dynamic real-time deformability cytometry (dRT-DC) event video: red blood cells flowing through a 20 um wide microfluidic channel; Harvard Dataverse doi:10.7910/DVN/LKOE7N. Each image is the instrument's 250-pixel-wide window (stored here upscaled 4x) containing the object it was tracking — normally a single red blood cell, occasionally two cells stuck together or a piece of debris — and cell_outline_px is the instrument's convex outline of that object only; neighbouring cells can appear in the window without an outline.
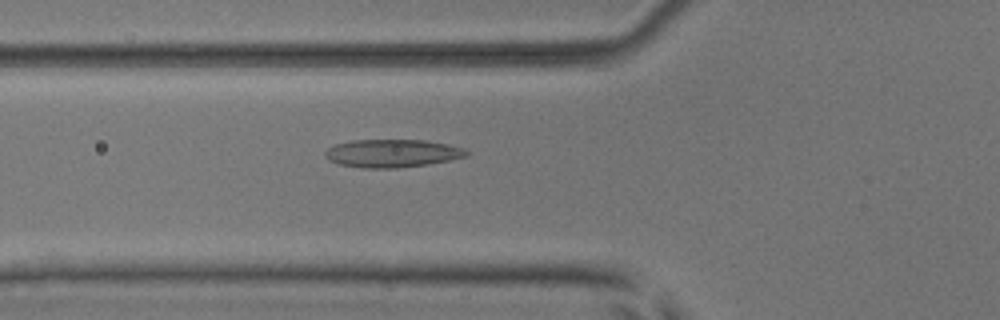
{"species": "common noctule bat (a hibernating species)", "species_latin": "Nyctalus noctula", "temperature_condition": "room temperature", "stored_images_in_passage": 39, "camera_frame_rate_fps": 3000, "um_per_image_px": 0.085, "animal": {"sex": "male", "body_mass_g": 17.9, "forearm_length_mm": 54.2}, "frame": {"image": 1, "passage_image": 5, "time_ms": 1.333, "image_size_px": [1000, 320], "cell_outline_px": [[468, 156], [428, 164], [396, 168], [364, 168], [336, 164], [328, 160], [324, 156], [324, 152], [328, 148], [336, 144], [352, 140], [424, 140], [448, 144], [464, 148], [468, 152]], "centroid_in_image_um": [33.3, 13.03], "position_along_channel_um": 92.5, "area_um2": 23.12}}
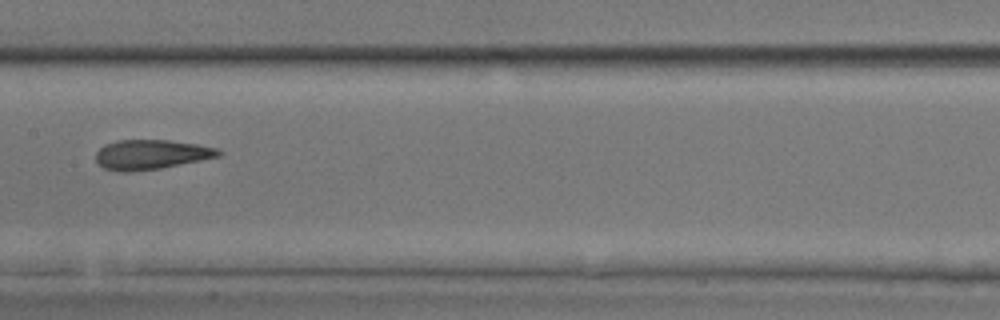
{"frame": {"image": 2, "passage_image": 13, "time_ms": 4.0, "image_size_px": [1000, 320], "cell_outline_px": [[224, 152], [220, 156], [160, 168], [128, 172], [120, 172], [104, 168], [96, 160], [96, 152], [104, 144], [116, 140], [168, 140], [196, 144], [216, 148]], "centroid_in_image_um": [12.82, 13.13], "position_along_channel_um": 194.6, "area_um2": 21.1}}
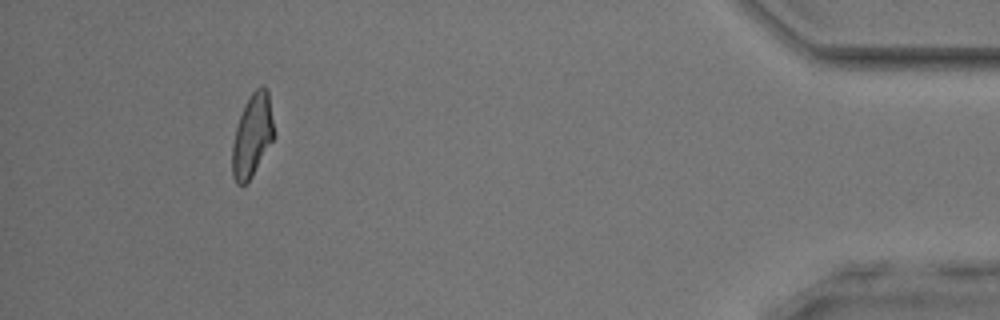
{"frame": {"image": 3, "passage_image": 35, "time_ms": 11.333, "image_size_px": [1000, 320], "cell_outline_px": [[276, 132], [272, 140], [252, 176], [244, 184], [236, 184], [232, 176], [232, 144], [236, 124], [244, 104], [252, 92], [260, 84], [264, 84], [268, 88]], "centroid_in_image_um": [21.45, 11.44], "position_along_channel_um": 413.7, "area_um2": 20.52}, "authors_computed_cell_mechanics": {"area_um2": 20.6924, "velocity_mm_per_s": 3.8312, "shape_relaxation_time_tau1_ms": 5.6259, "shape_relaxation_time_tau2_ms": 1.9739, "deformation_change_tau1": 0.1779, "deformation_change_tau2": 0.1197}}